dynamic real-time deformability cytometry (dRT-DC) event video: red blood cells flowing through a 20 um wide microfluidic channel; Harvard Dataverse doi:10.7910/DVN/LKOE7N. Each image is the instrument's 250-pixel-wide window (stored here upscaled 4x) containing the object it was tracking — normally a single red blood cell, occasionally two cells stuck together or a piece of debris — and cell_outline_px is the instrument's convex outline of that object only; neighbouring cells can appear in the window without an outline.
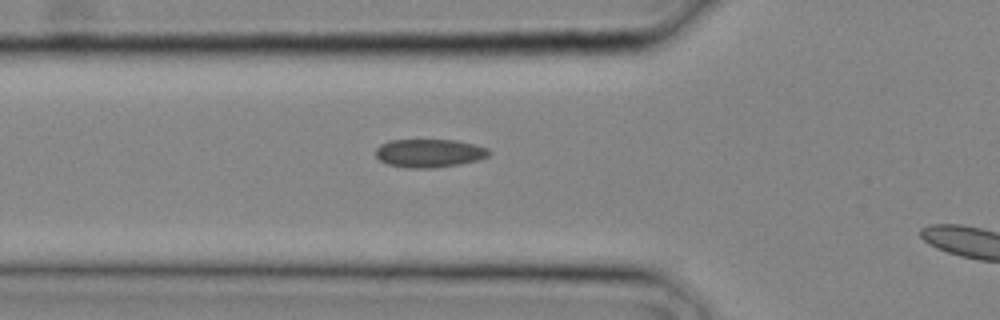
{"species": "common noctule bat (a hibernating species)", "species_latin": "Nyctalus noctula", "temperature_condition": "cold", "stored_images_in_passage": 5, "camera_frame_rate_fps": 3000, "um_per_image_px": 0.085, "animal": {"sex": "male", "body_mass_g": 20.4}, "frame": {"image": 1, "passage_image": 3, "time_ms": 0.667, "image_size_px": [1000, 320], "cell_outline_px": [[492, 152], [488, 156], [480, 160], [460, 164], [432, 168], [404, 168], [388, 164], [380, 160], [376, 156], [376, 148], [380, 144], [388, 140], [456, 140], [476, 144], [488, 148]], "centroid_in_image_um": [36.52, 13.02], "position_along_channel_um": 89.3, "area_um2": 18.96}}
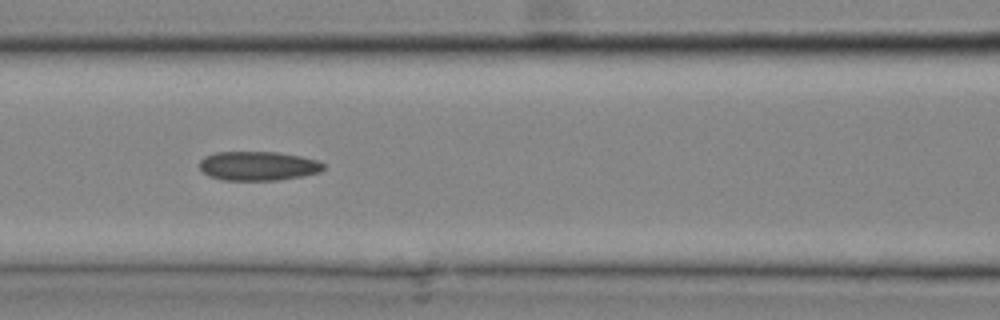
{"frame": {"image": 2, "passage_image": 5, "time_ms": 1.333, "image_size_px": [1000, 320], "cell_outline_px": [[324, 168], [320, 172], [300, 176], [276, 180], [224, 180], [208, 176], [200, 168], [200, 160], [204, 156], [216, 152], [276, 152], [300, 156], [320, 160], [324, 164]], "centroid_in_image_um": [21.94, 14.1], "position_along_channel_um": 144.7, "area_um2": 21.04}}